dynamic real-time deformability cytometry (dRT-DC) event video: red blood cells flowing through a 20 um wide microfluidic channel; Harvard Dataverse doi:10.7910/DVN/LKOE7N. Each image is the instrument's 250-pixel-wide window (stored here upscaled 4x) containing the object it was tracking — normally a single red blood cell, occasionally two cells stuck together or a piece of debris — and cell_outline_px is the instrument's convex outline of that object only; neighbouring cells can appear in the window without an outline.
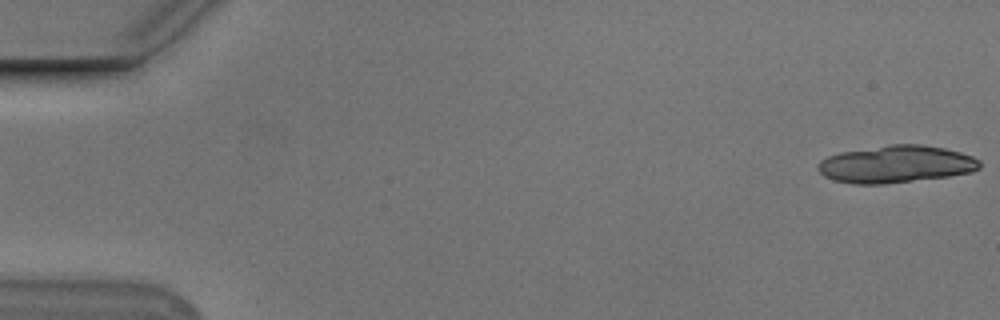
{"species": "Egyptian fruit bat (a non-hibernating species)", "species_latin": "Rousettus aegyptiacus", "temperature_condition": "cold", "stored_images_in_passage": 21, "camera_frame_rate_fps": 3000, "um_per_image_px": 0.085, "animal": {"sex": "male"}, "frame": {"image": 1, "passage_image": 1, "time_ms": 0.0, "image_size_px": [1000, 320], "cell_outline_px": [[980, 168], [972, 172], [948, 176], [884, 184], [856, 184], [832, 180], [824, 176], [816, 168], [820, 160], [828, 156], [840, 152], [892, 144], [924, 144], [944, 148], [960, 152], [972, 156], [980, 160]], "centroid_in_image_um": [76.15, 13.95], "position_along_channel_um": 8.9, "area_um2": 35.2}}
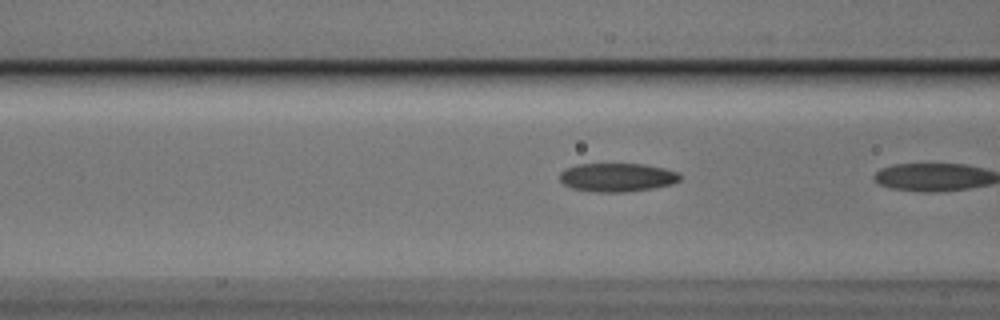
{"frame": {"image": 2, "passage_image": 20, "time_ms": 6.333, "image_size_px": [1000, 320], "cell_outline_px": [[680, 180], [672, 184], [652, 188], [624, 192], [596, 192], [572, 188], [564, 184], [560, 180], [560, 172], [564, 168], [576, 164], [644, 164], [664, 168], [680, 172]], "centroid_in_image_um": [52.45, 15.07], "position_along_channel_um": 114.1, "area_um2": 20.11}}